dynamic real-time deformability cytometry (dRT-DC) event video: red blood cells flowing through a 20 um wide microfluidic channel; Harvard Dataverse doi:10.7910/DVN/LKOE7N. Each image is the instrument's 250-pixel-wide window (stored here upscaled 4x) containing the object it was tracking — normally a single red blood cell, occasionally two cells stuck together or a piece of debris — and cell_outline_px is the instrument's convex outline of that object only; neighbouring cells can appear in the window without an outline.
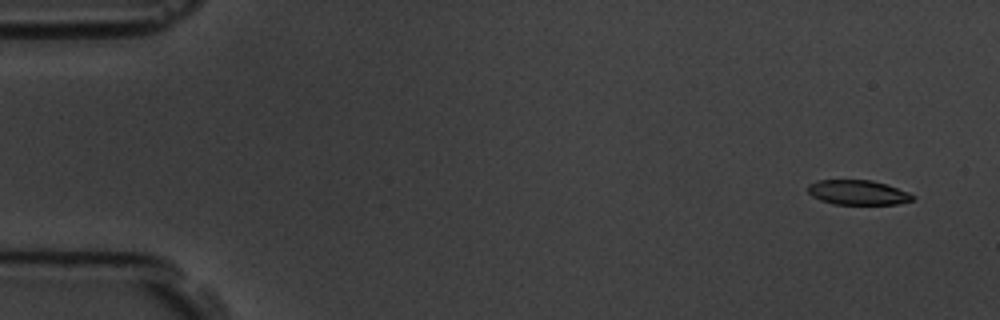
{"species": "common noctule bat (a hibernating species)", "species_latin": "Nyctalus noctula", "temperature_condition": "room temperature", "stored_images_in_passage": 5, "segment_of_instrument_passage": [1, 2], "camera_frame_rate_fps": 3000, "um_per_image_px": 0.085, "animal": {"sex": "male", "body_mass_g": 19.5, "forearm_length_mm": 54.6}, "frame": {"image": 1, "passage_image": 1, "time_ms": 0.0, "image_size_px": [1000, 320], "cell_outline_px": [[916, 196], [912, 200], [896, 204], [832, 204], [820, 200], [812, 196], [808, 192], [808, 184], [816, 180], [872, 180], [908, 192]], "centroid_in_image_um": [72.88, 16.36], "position_along_channel_um": 12.1, "area_um2": 15.03}}